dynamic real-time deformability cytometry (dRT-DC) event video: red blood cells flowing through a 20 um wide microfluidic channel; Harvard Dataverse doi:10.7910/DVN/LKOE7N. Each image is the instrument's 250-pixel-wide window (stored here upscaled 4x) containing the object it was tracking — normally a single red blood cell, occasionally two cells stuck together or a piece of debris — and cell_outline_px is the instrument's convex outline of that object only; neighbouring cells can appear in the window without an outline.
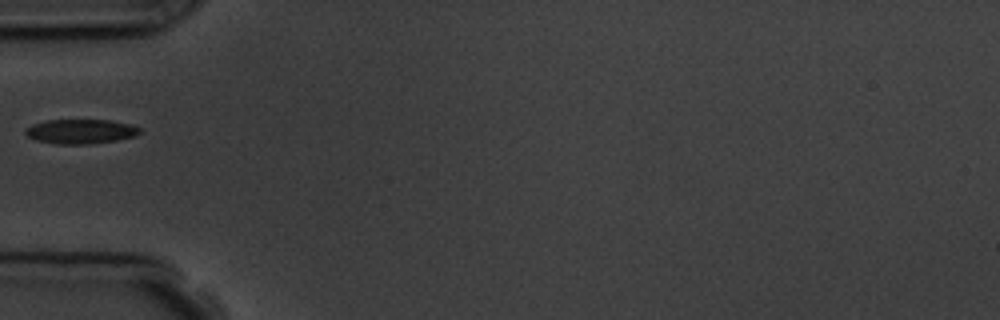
{"species": "common noctule bat (a hibernating species)", "species_latin": "Nyctalus noctula", "temperature_condition": "room temperature", "stored_images_in_passage": 1, "camera_frame_rate_fps": 3000, "um_per_image_px": 0.085, "animal": {"sex": "male", "body_mass_g": 19.5, "forearm_length_mm": 54.6}, "frame": {"image": 1, "passage_image": 1, "time_ms": 0.0, "image_size_px": [1000, 320], "cell_outline_px": [[140, 132], [136, 136], [116, 140], [92, 144], [56, 144], [36, 140], [28, 136], [24, 132], [24, 128], [32, 124], [48, 120], [108, 120], [132, 124], [140, 128]], "centroid_in_image_um": [6.85, 11.17], "position_along_channel_um": 78.2, "area_um2": 16.42}}